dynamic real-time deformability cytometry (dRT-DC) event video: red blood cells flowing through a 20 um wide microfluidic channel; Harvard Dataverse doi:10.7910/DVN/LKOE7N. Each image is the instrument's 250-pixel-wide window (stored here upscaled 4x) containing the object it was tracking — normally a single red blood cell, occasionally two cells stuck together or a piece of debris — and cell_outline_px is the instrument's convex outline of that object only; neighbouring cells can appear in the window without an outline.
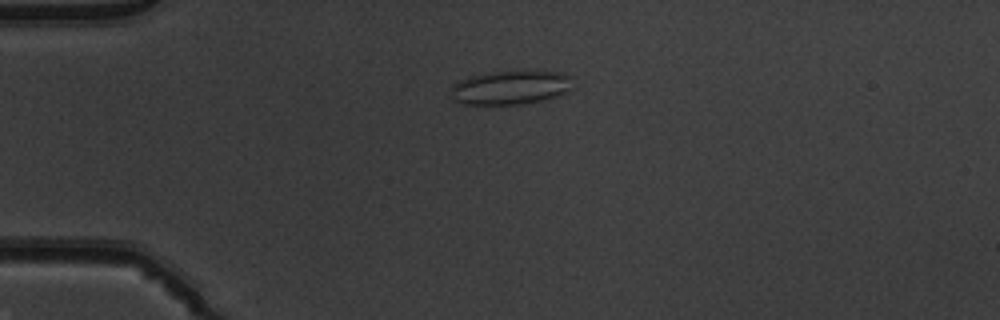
{"species": "common noctule bat (a hibernating species)", "species_latin": "Nyctalus noctula", "temperature_condition": "warm", "stored_images_in_passage": 51, "camera_frame_rate_fps": 3000, "um_per_image_px": 0.085, "animal": {"sex": "male", "body_mass_g": 19.5, "forearm_length_mm": 54.6}, "frame": {"image": 1, "passage_image": 13, "time_ms": 4.0, "image_size_px": [1000, 320], "cell_outline_px": [[572, 88], [560, 96], [544, 100], [520, 104], [460, 104], [452, 100], [452, 84], [460, 80], [484, 72], [560, 72], [568, 76]], "centroid_in_image_um": [43.35, 7.46], "position_along_channel_um": 41.6, "area_um2": 23.87}}
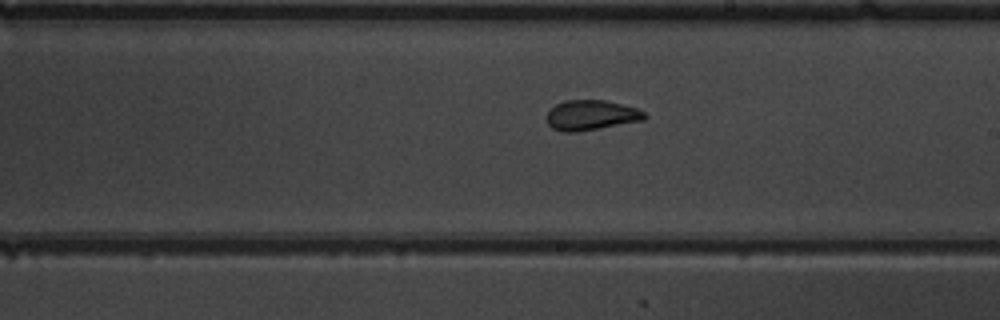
{"frame": {"image": 2, "passage_image": 30, "time_ms": 9.667, "image_size_px": [1000, 320], "cell_outline_px": [[648, 116], [644, 120], [600, 128], [576, 132], [564, 132], [552, 128], [548, 124], [548, 112], [556, 104], [568, 100], [604, 100], [636, 108], [644, 112]], "centroid_in_image_um": [50.26, 9.8], "position_along_channel_um": 238.7, "area_um2": 16.94}}
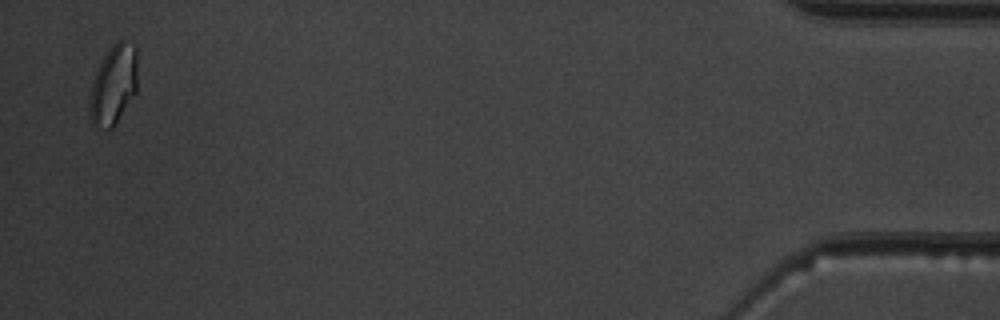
{"frame": {"image": 3, "passage_image": 50, "time_ms": 16.333, "image_size_px": [1000, 320], "cell_outline_px": [[136, 92], [112, 128], [96, 128], [92, 124], [88, 112], [88, 96], [96, 72], [104, 56], [112, 44], [116, 40], [124, 40], [136, 44]], "centroid_in_image_um": [9.62, 7.2], "position_along_channel_um": 425.6, "area_um2": 22.31}, "authors_computed_cell_mechanics": {"area_um2": 18.5538, "velocity_mm_per_s": 4.0131, "shape_relaxation_time_tau1_ms": null, "shape_relaxation_time_tau2_ms": 1.4833, "deformation_change_tau1": null, "deformation_change_tau2": 0.0751}}